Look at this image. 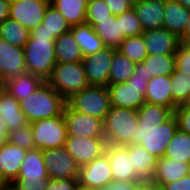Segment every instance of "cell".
Listing matches in <instances>:
<instances>
[{"mask_svg":"<svg viewBox=\"0 0 190 190\" xmlns=\"http://www.w3.org/2000/svg\"><path fill=\"white\" fill-rule=\"evenodd\" d=\"M105 153L107 154L111 165L113 182L142 181L136 175V172L132 166V162L129 157L128 147L126 145H111L107 143Z\"/></svg>","mask_w":190,"mask_h":190,"instance_id":"obj_14","label":"cell"},{"mask_svg":"<svg viewBox=\"0 0 190 190\" xmlns=\"http://www.w3.org/2000/svg\"><path fill=\"white\" fill-rule=\"evenodd\" d=\"M106 87L113 107L138 110L145 103L146 88H135L128 82L110 84Z\"/></svg>","mask_w":190,"mask_h":190,"instance_id":"obj_16","label":"cell"},{"mask_svg":"<svg viewBox=\"0 0 190 190\" xmlns=\"http://www.w3.org/2000/svg\"><path fill=\"white\" fill-rule=\"evenodd\" d=\"M136 183L137 182L118 181V182H112L107 186L97 188L94 190H134Z\"/></svg>","mask_w":190,"mask_h":190,"instance_id":"obj_48","label":"cell"},{"mask_svg":"<svg viewBox=\"0 0 190 190\" xmlns=\"http://www.w3.org/2000/svg\"><path fill=\"white\" fill-rule=\"evenodd\" d=\"M164 157L190 162V135L179 128L167 145Z\"/></svg>","mask_w":190,"mask_h":190,"instance_id":"obj_35","label":"cell"},{"mask_svg":"<svg viewBox=\"0 0 190 190\" xmlns=\"http://www.w3.org/2000/svg\"><path fill=\"white\" fill-rule=\"evenodd\" d=\"M181 43H190V17L186 24L184 33L179 37Z\"/></svg>","mask_w":190,"mask_h":190,"instance_id":"obj_52","label":"cell"},{"mask_svg":"<svg viewBox=\"0 0 190 190\" xmlns=\"http://www.w3.org/2000/svg\"><path fill=\"white\" fill-rule=\"evenodd\" d=\"M0 118L7 123L9 132L28 124L19 101L3 88L0 89Z\"/></svg>","mask_w":190,"mask_h":190,"instance_id":"obj_22","label":"cell"},{"mask_svg":"<svg viewBox=\"0 0 190 190\" xmlns=\"http://www.w3.org/2000/svg\"><path fill=\"white\" fill-rule=\"evenodd\" d=\"M129 2H131L132 4L137 3L139 0H128Z\"/></svg>","mask_w":190,"mask_h":190,"instance_id":"obj_56","label":"cell"},{"mask_svg":"<svg viewBox=\"0 0 190 190\" xmlns=\"http://www.w3.org/2000/svg\"><path fill=\"white\" fill-rule=\"evenodd\" d=\"M174 115L178 121V128L190 135V103L177 106Z\"/></svg>","mask_w":190,"mask_h":190,"instance_id":"obj_42","label":"cell"},{"mask_svg":"<svg viewBox=\"0 0 190 190\" xmlns=\"http://www.w3.org/2000/svg\"><path fill=\"white\" fill-rule=\"evenodd\" d=\"M105 137L67 136L64 147L81 167L105 153Z\"/></svg>","mask_w":190,"mask_h":190,"instance_id":"obj_11","label":"cell"},{"mask_svg":"<svg viewBox=\"0 0 190 190\" xmlns=\"http://www.w3.org/2000/svg\"><path fill=\"white\" fill-rule=\"evenodd\" d=\"M70 32L79 45L83 57L98 52L105 47L103 40L96 34L93 26L86 22L71 26Z\"/></svg>","mask_w":190,"mask_h":190,"instance_id":"obj_26","label":"cell"},{"mask_svg":"<svg viewBox=\"0 0 190 190\" xmlns=\"http://www.w3.org/2000/svg\"><path fill=\"white\" fill-rule=\"evenodd\" d=\"M66 103L78 112L88 114L104 121L111 108L107 87L89 85L73 94Z\"/></svg>","mask_w":190,"mask_h":190,"instance_id":"obj_6","label":"cell"},{"mask_svg":"<svg viewBox=\"0 0 190 190\" xmlns=\"http://www.w3.org/2000/svg\"><path fill=\"white\" fill-rule=\"evenodd\" d=\"M112 13L104 0H89L86 12V23L94 26L99 20L107 19Z\"/></svg>","mask_w":190,"mask_h":190,"instance_id":"obj_40","label":"cell"},{"mask_svg":"<svg viewBox=\"0 0 190 190\" xmlns=\"http://www.w3.org/2000/svg\"><path fill=\"white\" fill-rule=\"evenodd\" d=\"M71 30L65 17L51 4L47 7L42 23L31 32L46 33L54 39Z\"/></svg>","mask_w":190,"mask_h":190,"instance_id":"obj_28","label":"cell"},{"mask_svg":"<svg viewBox=\"0 0 190 190\" xmlns=\"http://www.w3.org/2000/svg\"><path fill=\"white\" fill-rule=\"evenodd\" d=\"M80 189L94 190L113 182L111 165L106 153L95 158L91 163L80 167L78 175Z\"/></svg>","mask_w":190,"mask_h":190,"instance_id":"obj_9","label":"cell"},{"mask_svg":"<svg viewBox=\"0 0 190 190\" xmlns=\"http://www.w3.org/2000/svg\"><path fill=\"white\" fill-rule=\"evenodd\" d=\"M26 153L27 150L8 141L0 147V168L4 173V184L12 183L18 177Z\"/></svg>","mask_w":190,"mask_h":190,"instance_id":"obj_19","label":"cell"},{"mask_svg":"<svg viewBox=\"0 0 190 190\" xmlns=\"http://www.w3.org/2000/svg\"><path fill=\"white\" fill-rule=\"evenodd\" d=\"M137 121V110L111 106L103 121L106 142L111 145L129 144L137 128Z\"/></svg>","mask_w":190,"mask_h":190,"instance_id":"obj_4","label":"cell"},{"mask_svg":"<svg viewBox=\"0 0 190 190\" xmlns=\"http://www.w3.org/2000/svg\"><path fill=\"white\" fill-rule=\"evenodd\" d=\"M30 36V31L18 21L10 18L0 24V39L17 47L24 48Z\"/></svg>","mask_w":190,"mask_h":190,"instance_id":"obj_33","label":"cell"},{"mask_svg":"<svg viewBox=\"0 0 190 190\" xmlns=\"http://www.w3.org/2000/svg\"><path fill=\"white\" fill-rule=\"evenodd\" d=\"M63 117L68 136L104 137L102 119L73 110L67 103Z\"/></svg>","mask_w":190,"mask_h":190,"instance_id":"obj_10","label":"cell"},{"mask_svg":"<svg viewBox=\"0 0 190 190\" xmlns=\"http://www.w3.org/2000/svg\"><path fill=\"white\" fill-rule=\"evenodd\" d=\"M159 186L152 180H142L135 184L134 190H157Z\"/></svg>","mask_w":190,"mask_h":190,"instance_id":"obj_49","label":"cell"},{"mask_svg":"<svg viewBox=\"0 0 190 190\" xmlns=\"http://www.w3.org/2000/svg\"><path fill=\"white\" fill-rule=\"evenodd\" d=\"M163 190H190V174L160 186Z\"/></svg>","mask_w":190,"mask_h":190,"instance_id":"obj_47","label":"cell"},{"mask_svg":"<svg viewBox=\"0 0 190 190\" xmlns=\"http://www.w3.org/2000/svg\"><path fill=\"white\" fill-rule=\"evenodd\" d=\"M9 130L7 123L0 118V147H2L8 141Z\"/></svg>","mask_w":190,"mask_h":190,"instance_id":"obj_51","label":"cell"},{"mask_svg":"<svg viewBox=\"0 0 190 190\" xmlns=\"http://www.w3.org/2000/svg\"><path fill=\"white\" fill-rule=\"evenodd\" d=\"M49 179L43 158V150L34 148L27 151L18 177L15 180Z\"/></svg>","mask_w":190,"mask_h":190,"instance_id":"obj_25","label":"cell"},{"mask_svg":"<svg viewBox=\"0 0 190 190\" xmlns=\"http://www.w3.org/2000/svg\"><path fill=\"white\" fill-rule=\"evenodd\" d=\"M114 48L104 47L93 54L83 57L82 64L89 85H108L110 67L115 53Z\"/></svg>","mask_w":190,"mask_h":190,"instance_id":"obj_12","label":"cell"},{"mask_svg":"<svg viewBox=\"0 0 190 190\" xmlns=\"http://www.w3.org/2000/svg\"><path fill=\"white\" fill-rule=\"evenodd\" d=\"M43 82L41 77L25 72L5 80L2 88L19 101L32 94Z\"/></svg>","mask_w":190,"mask_h":190,"instance_id":"obj_23","label":"cell"},{"mask_svg":"<svg viewBox=\"0 0 190 190\" xmlns=\"http://www.w3.org/2000/svg\"><path fill=\"white\" fill-rule=\"evenodd\" d=\"M49 5L50 0H20L10 4L9 18L31 32L42 23Z\"/></svg>","mask_w":190,"mask_h":190,"instance_id":"obj_13","label":"cell"},{"mask_svg":"<svg viewBox=\"0 0 190 190\" xmlns=\"http://www.w3.org/2000/svg\"><path fill=\"white\" fill-rule=\"evenodd\" d=\"M112 15L117 16L133 8L128 0H104Z\"/></svg>","mask_w":190,"mask_h":190,"instance_id":"obj_46","label":"cell"},{"mask_svg":"<svg viewBox=\"0 0 190 190\" xmlns=\"http://www.w3.org/2000/svg\"><path fill=\"white\" fill-rule=\"evenodd\" d=\"M54 46L57 63L82 62V52L70 31L57 37Z\"/></svg>","mask_w":190,"mask_h":190,"instance_id":"obj_29","label":"cell"},{"mask_svg":"<svg viewBox=\"0 0 190 190\" xmlns=\"http://www.w3.org/2000/svg\"><path fill=\"white\" fill-rule=\"evenodd\" d=\"M172 102L176 105L190 103V75L176 69L170 75Z\"/></svg>","mask_w":190,"mask_h":190,"instance_id":"obj_36","label":"cell"},{"mask_svg":"<svg viewBox=\"0 0 190 190\" xmlns=\"http://www.w3.org/2000/svg\"><path fill=\"white\" fill-rule=\"evenodd\" d=\"M43 158L49 179H78L80 166L64 146L43 150Z\"/></svg>","mask_w":190,"mask_h":190,"instance_id":"obj_8","label":"cell"},{"mask_svg":"<svg viewBox=\"0 0 190 190\" xmlns=\"http://www.w3.org/2000/svg\"><path fill=\"white\" fill-rule=\"evenodd\" d=\"M77 179L52 180L49 179L46 190H78Z\"/></svg>","mask_w":190,"mask_h":190,"instance_id":"obj_45","label":"cell"},{"mask_svg":"<svg viewBox=\"0 0 190 190\" xmlns=\"http://www.w3.org/2000/svg\"><path fill=\"white\" fill-rule=\"evenodd\" d=\"M0 190H19L13 183H7L0 186Z\"/></svg>","mask_w":190,"mask_h":190,"instance_id":"obj_53","label":"cell"},{"mask_svg":"<svg viewBox=\"0 0 190 190\" xmlns=\"http://www.w3.org/2000/svg\"><path fill=\"white\" fill-rule=\"evenodd\" d=\"M116 18L119 19L120 30L123 31L125 38L141 35L144 32L134 8L117 15Z\"/></svg>","mask_w":190,"mask_h":190,"instance_id":"obj_38","label":"cell"},{"mask_svg":"<svg viewBox=\"0 0 190 190\" xmlns=\"http://www.w3.org/2000/svg\"><path fill=\"white\" fill-rule=\"evenodd\" d=\"M54 38L46 33L30 32L25 44L26 72L46 81L52 74L56 61Z\"/></svg>","mask_w":190,"mask_h":190,"instance_id":"obj_3","label":"cell"},{"mask_svg":"<svg viewBox=\"0 0 190 190\" xmlns=\"http://www.w3.org/2000/svg\"><path fill=\"white\" fill-rule=\"evenodd\" d=\"M21 111L28 123L63 115L66 100L44 81L32 94L19 100Z\"/></svg>","mask_w":190,"mask_h":190,"instance_id":"obj_2","label":"cell"},{"mask_svg":"<svg viewBox=\"0 0 190 190\" xmlns=\"http://www.w3.org/2000/svg\"><path fill=\"white\" fill-rule=\"evenodd\" d=\"M89 0H50L67 20L70 26L86 22V12Z\"/></svg>","mask_w":190,"mask_h":190,"instance_id":"obj_31","label":"cell"},{"mask_svg":"<svg viewBox=\"0 0 190 190\" xmlns=\"http://www.w3.org/2000/svg\"><path fill=\"white\" fill-rule=\"evenodd\" d=\"M126 146L136 175L141 180H152L155 175L157 158L141 145L127 144Z\"/></svg>","mask_w":190,"mask_h":190,"instance_id":"obj_24","label":"cell"},{"mask_svg":"<svg viewBox=\"0 0 190 190\" xmlns=\"http://www.w3.org/2000/svg\"><path fill=\"white\" fill-rule=\"evenodd\" d=\"M117 50L135 64L142 63L148 55L142 34L125 38Z\"/></svg>","mask_w":190,"mask_h":190,"instance_id":"obj_37","label":"cell"},{"mask_svg":"<svg viewBox=\"0 0 190 190\" xmlns=\"http://www.w3.org/2000/svg\"><path fill=\"white\" fill-rule=\"evenodd\" d=\"M7 1L11 4V3H14V2H18L20 0H7Z\"/></svg>","mask_w":190,"mask_h":190,"instance_id":"obj_58","label":"cell"},{"mask_svg":"<svg viewBox=\"0 0 190 190\" xmlns=\"http://www.w3.org/2000/svg\"><path fill=\"white\" fill-rule=\"evenodd\" d=\"M190 173L189 163L181 160L161 157L157 159L155 175L152 179L159 187Z\"/></svg>","mask_w":190,"mask_h":190,"instance_id":"obj_21","label":"cell"},{"mask_svg":"<svg viewBox=\"0 0 190 190\" xmlns=\"http://www.w3.org/2000/svg\"><path fill=\"white\" fill-rule=\"evenodd\" d=\"M142 64L149 80L159 75L170 76L175 69V54H148Z\"/></svg>","mask_w":190,"mask_h":190,"instance_id":"obj_32","label":"cell"},{"mask_svg":"<svg viewBox=\"0 0 190 190\" xmlns=\"http://www.w3.org/2000/svg\"><path fill=\"white\" fill-rule=\"evenodd\" d=\"M175 69L190 75V44L180 43L175 52Z\"/></svg>","mask_w":190,"mask_h":190,"instance_id":"obj_41","label":"cell"},{"mask_svg":"<svg viewBox=\"0 0 190 190\" xmlns=\"http://www.w3.org/2000/svg\"><path fill=\"white\" fill-rule=\"evenodd\" d=\"M8 142L13 145H17L25 150H30L35 148L34 135L32 131L31 124L14 129L8 135Z\"/></svg>","mask_w":190,"mask_h":190,"instance_id":"obj_39","label":"cell"},{"mask_svg":"<svg viewBox=\"0 0 190 190\" xmlns=\"http://www.w3.org/2000/svg\"><path fill=\"white\" fill-rule=\"evenodd\" d=\"M65 100L89 86L82 62L56 63L46 80Z\"/></svg>","mask_w":190,"mask_h":190,"instance_id":"obj_5","label":"cell"},{"mask_svg":"<svg viewBox=\"0 0 190 190\" xmlns=\"http://www.w3.org/2000/svg\"><path fill=\"white\" fill-rule=\"evenodd\" d=\"M137 128L129 144L141 145L157 159L164 157L167 145L178 129L174 112L166 106L144 103L137 110Z\"/></svg>","mask_w":190,"mask_h":190,"instance_id":"obj_1","label":"cell"},{"mask_svg":"<svg viewBox=\"0 0 190 190\" xmlns=\"http://www.w3.org/2000/svg\"><path fill=\"white\" fill-rule=\"evenodd\" d=\"M190 17V9L185 8L178 1L166 2L164 7L163 28L180 37L185 30Z\"/></svg>","mask_w":190,"mask_h":190,"instance_id":"obj_27","label":"cell"},{"mask_svg":"<svg viewBox=\"0 0 190 190\" xmlns=\"http://www.w3.org/2000/svg\"><path fill=\"white\" fill-rule=\"evenodd\" d=\"M26 72L24 49L0 39V79L2 82Z\"/></svg>","mask_w":190,"mask_h":190,"instance_id":"obj_15","label":"cell"},{"mask_svg":"<svg viewBox=\"0 0 190 190\" xmlns=\"http://www.w3.org/2000/svg\"><path fill=\"white\" fill-rule=\"evenodd\" d=\"M10 3L7 0H0V24L9 18Z\"/></svg>","mask_w":190,"mask_h":190,"instance_id":"obj_50","label":"cell"},{"mask_svg":"<svg viewBox=\"0 0 190 190\" xmlns=\"http://www.w3.org/2000/svg\"><path fill=\"white\" fill-rule=\"evenodd\" d=\"M145 102L169 107L174 112L177 106L172 102L170 76L159 75L148 81Z\"/></svg>","mask_w":190,"mask_h":190,"instance_id":"obj_20","label":"cell"},{"mask_svg":"<svg viewBox=\"0 0 190 190\" xmlns=\"http://www.w3.org/2000/svg\"><path fill=\"white\" fill-rule=\"evenodd\" d=\"M136 64L125 57L118 50H115L110 67L108 85L127 82L133 75Z\"/></svg>","mask_w":190,"mask_h":190,"instance_id":"obj_34","label":"cell"},{"mask_svg":"<svg viewBox=\"0 0 190 190\" xmlns=\"http://www.w3.org/2000/svg\"><path fill=\"white\" fill-rule=\"evenodd\" d=\"M160 1H163L164 3H166V2H173V1H177V0H160Z\"/></svg>","mask_w":190,"mask_h":190,"instance_id":"obj_57","label":"cell"},{"mask_svg":"<svg viewBox=\"0 0 190 190\" xmlns=\"http://www.w3.org/2000/svg\"><path fill=\"white\" fill-rule=\"evenodd\" d=\"M94 31L103 40L105 47L118 49L125 39L123 31L120 30L119 19L116 16H108L107 19L99 20L94 26Z\"/></svg>","mask_w":190,"mask_h":190,"instance_id":"obj_30","label":"cell"},{"mask_svg":"<svg viewBox=\"0 0 190 190\" xmlns=\"http://www.w3.org/2000/svg\"><path fill=\"white\" fill-rule=\"evenodd\" d=\"M2 86H3V82L0 79V89L2 88Z\"/></svg>","mask_w":190,"mask_h":190,"instance_id":"obj_59","label":"cell"},{"mask_svg":"<svg viewBox=\"0 0 190 190\" xmlns=\"http://www.w3.org/2000/svg\"><path fill=\"white\" fill-rule=\"evenodd\" d=\"M180 4H182L185 8L190 9V0H177Z\"/></svg>","mask_w":190,"mask_h":190,"instance_id":"obj_54","label":"cell"},{"mask_svg":"<svg viewBox=\"0 0 190 190\" xmlns=\"http://www.w3.org/2000/svg\"><path fill=\"white\" fill-rule=\"evenodd\" d=\"M4 184V173L3 170L0 168V186Z\"/></svg>","mask_w":190,"mask_h":190,"instance_id":"obj_55","label":"cell"},{"mask_svg":"<svg viewBox=\"0 0 190 190\" xmlns=\"http://www.w3.org/2000/svg\"><path fill=\"white\" fill-rule=\"evenodd\" d=\"M49 179L14 180L12 183L19 190H46Z\"/></svg>","mask_w":190,"mask_h":190,"instance_id":"obj_44","label":"cell"},{"mask_svg":"<svg viewBox=\"0 0 190 190\" xmlns=\"http://www.w3.org/2000/svg\"><path fill=\"white\" fill-rule=\"evenodd\" d=\"M148 75L142 63H136L133 75L128 79V84L135 88H147Z\"/></svg>","mask_w":190,"mask_h":190,"instance_id":"obj_43","label":"cell"},{"mask_svg":"<svg viewBox=\"0 0 190 190\" xmlns=\"http://www.w3.org/2000/svg\"><path fill=\"white\" fill-rule=\"evenodd\" d=\"M165 3L160 0H139L133 4L143 30L163 28Z\"/></svg>","mask_w":190,"mask_h":190,"instance_id":"obj_18","label":"cell"},{"mask_svg":"<svg viewBox=\"0 0 190 190\" xmlns=\"http://www.w3.org/2000/svg\"><path fill=\"white\" fill-rule=\"evenodd\" d=\"M142 35L150 55L175 54L181 43L179 37L166 28L145 30Z\"/></svg>","mask_w":190,"mask_h":190,"instance_id":"obj_17","label":"cell"},{"mask_svg":"<svg viewBox=\"0 0 190 190\" xmlns=\"http://www.w3.org/2000/svg\"><path fill=\"white\" fill-rule=\"evenodd\" d=\"M30 124L34 135L35 148L45 150L65 145L68 134L63 115L37 120Z\"/></svg>","mask_w":190,"mask_h":190,"instance_id":"obj_7","label":"cell"}]
</instances>
